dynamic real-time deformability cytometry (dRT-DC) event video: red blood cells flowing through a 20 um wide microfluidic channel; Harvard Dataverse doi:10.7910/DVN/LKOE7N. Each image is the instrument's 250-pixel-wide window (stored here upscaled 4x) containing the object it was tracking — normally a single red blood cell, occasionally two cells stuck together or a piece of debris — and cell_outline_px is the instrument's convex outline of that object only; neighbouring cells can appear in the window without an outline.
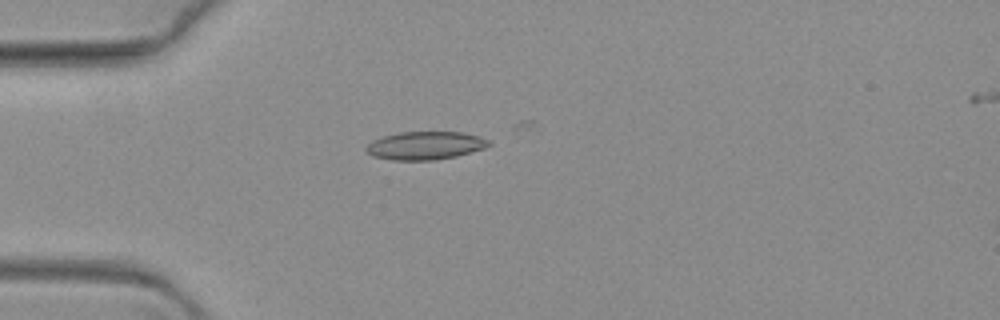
{"species": "common noctule bat (a hibernating species)", "species_latin": "Nyctalus noctula", "temperature_condition": "warm", "stored_images_in_passage": 18, "camera_frame_rate_fps": 3000, "um_per_image_px": 0.085, "animal": {"sex": "female", "body_mass_g": 19.3, "forearm_length_mm": 54.1}, "frame": {"image": 1, "passage_image": 13, "time_ms": 4.0, "image_size_px": [1000, 320], "cell_outline_px": [[492, 144], [484, 148], [456, 156], [436, 160], [392, 160], [372, 156], [364, 148], [372, 140], [384, 136], [400, 132], [464, 132], [480, 136], [488, 140]], "centroid_in_image_um": [36.15, 12.37], "position_along_channel_um": 48.9, "area_um2": 20.11}}